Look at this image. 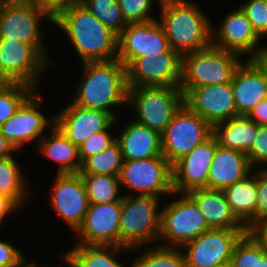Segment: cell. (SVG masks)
<instances>
[{"mask_svg": "<svg viewBox=\"0 0 267 267\" xmlns=\"http://www.w3.org/2000/svg\"><path fill=\"white\" fill-rule=\"evenodd\" d=\"M174 51L159 20L128 24L118 35L117 58L126 68L138 57Z\"/></svg>", "mask_w": 267, "mask_h": 267, "instance_id": "13", "label": "cell"}, {"mask_svg": "<svg viewBox=\"0 0 267 267\" xmlns=\"http://www.w3.org/2000/svg\"><path fill=\"white\" fill-rule=\"evenodd\" d=\"M160 219V246L182 248L211 229L197 204L186 194L163 207Z\"/></svg>", "mask_w": 267, "mask_h": 267, "instance_id": "7", "label": "cell"}, {"mask_svg": "<svg viewBox=\"0 0 267 267\" xmlns=\"http://www.w3.org/2000/svg\"><path fill=\"white\" fill-rule=\"evenodd\" d=\"M223 192L233 214L249 230L255 224L256 176L251 173L245 179L225 188Z\"/></svg>", "mask_w": 267, "mask_h": 267, "instance_id": "28", "label": "cell"}, {"mask_svg": "<svg viewBox=\"0 0 267 267\" xmlns=\"http://www.w3.org/2000/svg\"><path fill=\"white\" fill-rule=\"evenodd\" d=\"M80 4L117 35L127 26L117 0H81Z\"/></svg>", "mask_w": 267, "mask_h": 267, "instance_id": "35", "label": "cell"}, {"mask_svg": "<svg viewBox=\"0 0 267 267\" xmlns=\"http://www.w3.org/2000/svg\"><path fill=\"white\" fill-rule=\"evenodd\" d=\"M230 263L232 267H267V250L247 232L236 243Z\"/></svg>", "mask_w": 267, "mask_h": 267, "instance_id": "33", "label": "cell"}, {"mask_svg": "<svg viewBox=\"0 0 267 267\" xmlns=\"http://www.w3.org/2000/svg\"><path fill=\"white\" fill-rule=\"evenodd\" d=\"M258 124L248 116L238 115L213 126V135L219 145L247 153L256 138Z\"/></svg>", "mask_w": 267, "mask_h": 267, "instance_id": "27", "label": "cell"}, {"mask_svg": "<svg viewBox=\"0 0 267 267\" xmlns=\"http://www.w3.org/2000/svg\"><path fill=\"white\" fill-rule=\"evenodd\" d=\"M246 154L252 168H267V125H258L255 141Z\"/></svg>", "mask_w": 267, "mask_h": 267, "instance_id": "40", "label": "cell"}, {"mask_svg": "<svg viewBox=\"0 0 267 267\" xmlns=\"http://www.w3.org/2000/svg\"><path fill=\"white\" fill-rule=\"evenodd\" d=\"M267 75V46H263V49L258 53L254 59Z\"/></svg>", "mask_w": 267, "mask_h": 267, "instance_id": "48", "label": "cell"}, {"mask_svg": "<svg viewBox=\"0 0 267 267\" xmlns=\"http://www.w3.org/2000/svg\"><path fill=\"white\" fill-rule=\"evenodd\" d=\"M212 267H232V266L230 262H225V263L216 264Z\"/></svg>", "mask_w": 267, "mask_h": 267, "instance_id": "51", "label": "cell"}, {"mask_svg": "<svg viewBox=\"0 0 267 267\" xmlns=\"http://www.w3.org/2000/svg\"><path fill=\"white\" fill-rule=\"evenodd\" d=\"M248 230L211 228L196 239L186 243L182 248L186 267H212L216 264L230 262L234 247Z\"/></svg>", "mask_w": 267, "mask_h": 267, "instance_id": "14", "label": "cell"}, {"mask_svg": "<svg viewBox=\"0 0 267 267\" xmlns=\"http://www.w3.org/2000/svg\"><path fill=\"white\" fill-rule=\"evenodd\" d=\"M26 0H0V6L2 5H7V4H13V3H17V2H23Z\"/></svg>", "mask_w": 267, "mask_h": 267, "instance_id": "50", "label": "cell"}, {"mask_svg": "<svg viewBox=\"0 0 267 267\" xmlns=\"http://www.w3.org/2000/svg\"><path fill=\"white\" fill-rule=\"evenodd\" d=\"M260 169V170H259ZM252 172L257 180V201L255 207V223L267 218V168H259Z\"/></svg>", "mask_w": 267, "mask_h": 267, "instance_id": "41", "label": "cell"}, {"mask_svg": "<svg viewBox=\"0 0 267 267\" xmlns=\"http://www.w3.org/2000/svg\"><path fill=\"white\" fill-rule=\"evenodd\" d=\"M124 160H139L163 156L161 134L135 120L125 125L116 137Z\"/></svg>", "mask_w": 267, "mask_h": 267, "instance_id": "25", "label": "cell"}, {"mask_svg": "<svg viewBox=\"0 0 267 267\" xmlns=\"http://www.w3.org/2000/svg\"><path fill=\"white\" fill-rule=\"evenodd\" d=\"M248 232L267 250V218L255 223Z\"/></svg>", "mask_w": 267, "mask_h": 267, "instance_id": "44", "label": "cell"}, {"mask_svg": "<svg viewBox=\"0 0 267 267\" xmlns=\"http://www.w3.org/2000/svg\"><path fill=\"white\" fill-rule=\"evenodd\" d=\"M217 145V139L212 134L172 166L175 194L207 188V178Z\"/></svg>", "mask_w": 267, "mask_h": 267, "instance_id": "19", "label": "cell"}, {"mask_svg": "<svg viewBox=\"0 0 267 267\" xmlns=\"http://www.w3.org/2000/svg\"><path fill=\"white\" fill-rule=\"evenodd\" d=\"M81 79L72 103L87 109L109 112L110 108L127 104L126 67L118 60L106 62H84Z\"/></svg>", "mask_w": 267, "mask_h": 267, "instance_id": "2", "label": "cell"}, {"mask_svg": "<svg viewBox=\"0 0 267 267\" xmlns=\"http://www.w3.org/2000/svg\"><path fill=\"white\" fill-rule=\"evenodd\" d=\"M124 159L119 142L116 140L101 153L87 158L82 163L80 174H105L118 176Z\"/></svg>", "mask_w": 267, "mask_h": 267, "instance_id": "32", "label": "cell"}, {"mask_svg": "<svg viewBox=\"0 0 267 267\" xmlns=\"http://www.w3.org/2000/svg\"><path fill=\"white\" fill-rule=\"evenodd\" d=\"M21 172L13 156L0 159V193L12 198L20 207L28 197V182Z\"/></svg>", "mask_w": 267, "mask_h": 267, "instance_id": "30", "label": "cell"}, {"mask_svg": "<svg viewBox=\"0 0 267 267\" xmlns=\"http://www.w3.org/2000/svg\"><path fill=\"white\" fill-rule=\"evenodd\" d=\"M186 194L197 204L210 228L247 230L233 214L223 190L197 188Z\"/></svg>", "mask_w": 267, "mask_h": 267, "instance_id": "24", "label": "cell"}, {"mask_svg": "<svg viewBox=\"0 0 267 267\" xmlns=\"http://www.w3.org/2000/svg\"><path fill=\"white\" fill-rule=\"evenodd\" d=\"M126 24H142L156 20L149 13L153 0H117ZM160 1V0H159Z\"/></svg>", "mask_w": 267, "mask_h": 267, "instance_id": "37", "label": "cell"}, {"mask_svg": "<svg viewBox=\"0 0 267 267\" xmlns=\"http://www.w3.org/2000/svg\"><path fill=\"white\" fill-rule=\"evenodd\" d=\"M19 207L12 198L0 193V209H17Z\"/></svg>", "mask_w": 267, "mask_h": 267, "instance_id": "47", "label": "cell"}, {"mask_svg": "<svg viewBox=\"0 0 267 267\" xmlns=\"http://www.w3.org/2000/svg\"><path fill=\"white\" fill-rule=\"evenodd\" d=\"M184 104L212 127L238 116L231 83L192 88L184 95Z\"/></svg>", "mask_w": 267, "mask_h": 267, "instance_id": "20", "label": "cell"}, {"mask_svg": "<svg viewBox=\"0 0 267 267\" xmlns=\"http://www.w3.org/2000/svg\"><path fill=\"white\" fill-rule=\"evenodd\" d=\"M51 130L50 135L43 136L37 144L40 153L58 163V174L79 173L82 162L78 146L67 139L56 125Z\"/></svg>", "mask_w": 267, "mask_h": 267, "instance_id": "26", "label": "cell"}, {"mask_svg": "<svg viewBox=\"0 0 267 267\" xmlns=\"http://www.w3.org/2000/svg\"><path fill=\"white\" fill-rule=\"evenodd\" d=\"M14 211H16V209H0V224H2L1 222L3 221L6 215L11 212L14 213Z\"/></svg>", "mask_w": 267, "mask_h": 267, "instance_id": "49", "label": "cell"}, {"mask_svg": "<svg viewBox=\"0 0 267 267\" xmlns=\"http://www.w3.org/2000/svg\"><path fill=\"white\" fill-rule=\"evenodd\" d=\"M121 208L122 199L111 203H89L84 221L75 232L81 241L76 244L120 247Z\"/></svg>", "mask_w": 267, "mask_h": 267, "instance_id": "16", "label": "cell"}, {"mask_svg": "<svg viewBox=\"0 0 267 267\" xmlns=\"http://www.w3.org/2000/svg\"><path fill=\"white\" fill-rule=\"evenodd\" d=\"M213 134V127L185 104L161 133L162 154L173 166Z\"/></svg>", "mask_w": 267, "mask_h": 267, "instance_id": "8", "label": "cell"}, {"mask_svg": "<svg viewBox=\"0 0 267 267\" xmlns=\"http://www.w3.org/2000/svg\"><path fill=\"white\" fill-rule=\"evenodd\" d=\"M182 55L166 51L157 56L136 58L127 68V87H179L182 76Z\"/></svg>", "mask_w": 267, "mask_h": 267, "instance_id": "12", "label": "cell"}, {"mask_svg": "<svg viewBox=\"0 0 267 267\" xmlns=\"http://www.w3.org/2000/svg\"><path fill=\"white\" fill-rule=\"evenodd\" d=\"M231 94L238 115L245 116L267 97V75L255 60L246 59L235 71Z\"/></svg>", "mask_w": 267, "mask_h": 267, "instance_id": "22", "label": "cell"}, {"mask_svg": "<svg viewBox=\"0 0 267 267\" xmlns=\"http://www.w3.org/2000/svg\"><path fill=\"white\" fill-rule=\"evenodd\" d=\"M246 153L217 145L209 175L207 189L224 190L252 173Z\"/></svg>", "mask_w": 267, "mask_h": 267, "instance_id": "23", "label": "cell"}, {"mask_svg": "<svg viewBox=\"0 0 267 267\" xmlns=\"http://www.w3.org/2000/svg\"><path fill=\"white\" fill-rule=\"evenodd\" d=\"M156 245L139 254L133 262V267H186L182 248Z\"/></svg>", "mask_w": 267, "mask_h": 267, "instance_id": "34", "label": "cell"}, {"mask_svg": "<svg viewBox=\"0 0 267 267\" xmlns=\"http://www.w3.org/2000/svg\"><path fill=\"white\" fill-rule=\"evenodd\" d=\"M260 38L267 36V0H248L239 6Z\"/></svg>", "mask_w": 267, "mask_h": 267, "instance_id": "38", "label": "cell"}, {"mask_svg": "<svg viewBox=\"0 0 267 267\" xmlns=\"http://www.w3.org/2000/svg\"><path fill=\"white\" fill-rule=\"evenodd\" d=\"M159 197L124 194L119 222L120 247L137 250L159 240Z\"/></svg>", "mask_w": 267, "mask_h": 267, "instance_id": "5", "label": "cell"}, {"mask_svg": "<svg viewBox=\"0 0 267 267\" xmlns=\"http://www.w3.org/2000/svg\"><path fill=\"white\" fill-rule=\"evenodd\" d=\"M37 91L35 90L15 114L0 126L2 136L18 151L22 150L26 142L35 141L37 145L47 126L49 128L55 125L54 116L48 119L40 112L42 98Z\"/></svg>", "mask_w": 267, "mask_h": 267, "instance_id": "15", "label": "cell"}, {"mask_svg": "<svg viewBox=\"0 0 267 267\" xmlns=\"http://www.w3.org/2000/svg\"><path fill=\"white\" fill-rule=\"evenodd\" d=\"M53 20L29 0L0 6V39L18 40L30 44L48 63L39 20Z\"/></svg>", "mask_w": 267, "mask_h": 267, "instance_id": "10", "label": "cell"}, {"mask_svg": "<svg viewBox=\"0 0 267 267\" xmlns=\"http://www.w3.org/2000/svg\"><path fill=\"white\" fill-rule=\"evenodd\" d=\"M81 177L86 187L89 203H111L122 199L123 195L119 196L118 194L120 189L118 176L81 174Z\"/></svg>", "mask_w": 267, "mask_h": 267, "instance_id": "31", "label": "cell"}, {"mask_svg": "<svg viewBox=\"0 0 267 267\" xmlns=\"http://www.w3.org/2000/svg\"><path fill=\"white\" fill-rule=\"evenodd\" d=\"M34 91L32 87L21 83L0 84V126L15 114Z\"/></svg>", "mask_w": 267, "mask_h": 267, "instance_id": "36", "label": "cell"}, {"mask_svg": "<svg viewBox=\"0 0 267 267\" xmlns=\"http://www.w3.org/2000/svg\"><path fill=\"white\" fill-rule=\"evenodd\" d=\"M241 56L211 45L182 57L180 89L185 95L198 86L231 83L235 71L242 64Z\"/></svg>", "mask_w": 267, "mask_h": 267, "instance_id": "4", "label": "cell"}, {"mask_svg": "<svg viewBox=\"0 0 267 267\" xmlns=\"http://www.w3.org/2000/svg\"><path fill=\"white\" fill-rule=\"evenodd\" d=\"M44 11L52 20L72 5L79 4L81 0H29Z\"/></svg>", "mask_w": 267, "mask_h": 267, "instance_id": "43", "label": "cell"}, {"mask_svg": "<svg viewBox=\"0 0 267 267\" xmlns=\"http://www.w3.org/2000/svg\"><path fill=\"white\" fill-rule=\"evenodd\" d=\"M54 182L50 206L72 230L77 231L84 221L89 205L81 174H57Z\"/></svg>", "mask_w": 267, "mask_h": 267, "instance_id": "18", "label": "cell"}, {"mask_svg": "<svg viewBox=\"0 0 267 267\" xmlns=\"http://www.w3.org/2000/svg\"><path fill=\"white\" fill-rule=\"evenodd\" d=\"M118 120L116 119L107 129L99 133L91 135L79 147V157L83 163L87 158L92 155L101 153L104 149L113 144L117 138H113L109 133V128L114 125Z\"/></svg>", "mask_w": 267, "mask_h": 267, "instance_id": "39", "label": "cell"}, {"mask_svg": "<svg viewBox=\"0 0 267 267\" xmlns=\"http://www.w3.org/2000/svg\"><path fill=\"white\" fill-rule=\"evenodd\" d=\"M26 261L18 248L0 240V267H27L30 263Z\"/></svg>", "mask_w": 267, "mask_h": 267, "instance_id": "42", "label": "cell"}, {"mask_svg": "<svg viewBox=\"0 0 267 267\" xmlns=\"http://www.w3.org/2000/svg\"><path fill=\"white\" fill-rule=\"evenodd\" d=\"M160 23L170 47L182 56L212 45V23L190 0H160Z\"/></svg>", "mask_w": 267, "mask_h": 267, "instance_id": "3", "label": "cell"}, {"mask_svg": "<svg viewBox=\"0 0 267 267\" xmlns=\"http://www.w3.org/2000/svg\"><path fill=\"white\" fill-rule=\"evenodd\" d=\"M214 30L212 26V45L218 49L241 57L245 55L247 60H254L263 49L262 46L259 47L261 38L240 7L227 14L218 29Z\"/></svg>", "mask_w": 267, "mask_h": 267, "instance_id": "17", "label": "cell"}, {"mask_svg": "<svg viewBox=\"0 0 267 267\" xmlns=\"http://www.w3.org/2000/svg\"><path fill=\"white\" fill-rule=\"evenodd\" d=\"M120 186L135 191L136 196L161 197L174 194L172 165L164 156L139 160H124L120 174Z\"/></svg>", "mask_w": 267, "mask_h": 267, "instance_id": "9", "label": "cell"}, {"mask_svg": "<svg viewBox=\"0 0 267 267\" xmlns=\"http://www.w3.org/2000/svg\"><path fill=\"white\" fill-rule=\"evenodd\" d=\"M27 267H38V266H37V263L30 262V264Z\"/></svg>", "mask_w": 267, "mask_h": 267, "instance_id": "52", "label": "cell"}, {"mask_svg": "<svg viewBox=\"0 0 267 267\" xmlns=\"http://www.w3.org/2000/svg\"><path fill=\"white\" fill-rule=\"evenodd\" d=\"M247 116L258 125H267V97L260 101Z\"/></svg>", "mask_w": 267, "mask_h": 267, "instance_id": "45", "label": "cell"}, {"mask_svg": "<svg viewBox=\"0 0 267 267\" xmlns=\"http://www.w3.org/2000/svg\"><path fill=\"white\" fill-rule=\"evenodd\" d=\"M132 250L126 247L77 244L62 255L69 267H125L116 260L120 251ZM118 251V252H117ZM130 267H133L131 264Z\"/></svg>", "mask_w": 267, "mask_h": 267, "instance_id": "29", "label": "cell"}, {"mask_svg": "<svg viewBox=\"0 0 267 267\" xmlns=\"http://www.w3.org/2000/svg\"><path fill=\"white\" fill-rule=\"evenodd\" d=\"M53 24L66 32L82 63L117 58L118 35L80 3L61 12Z\"/></svg>", "mask_w": 267, "mask_h": 267, "instance_id": "1", "label": "cell"}, {"mask_svg": "<svg viewBox=\"0 0 267 267\" xmlns=\"http://www.w3.org/2000/svg\"><path fill=\"white\" fill-rule=\"evenodd\" d=\"M48 63L30 44L0 39V80L38 89L39 78Z\"/></svg>", "mask_w": 267, "mask_h": 267, "instance_id": "11", "label": "cell"}, {"mask_svg": "<svg viewBox=\"0 0 267 267\" xmlns=\"http://www.w3.org/2000/svg\"><path fill=\"white\" fill-rule=\"evenodd\" d=\"M134 106L136 122L160 134L184 104L180 87L157 86L128 88L127 104Z\"/></svg>", "mask_w": 267, "mask_h": 267, "instance_id": "6", "label": "cell"}, {"mask_svg": "<svg viewBox=\"0 0 267 267\" xmlns=\"http://www.w3.org/2000/svg\"><path fill=\"white\" fill-rule=\"evenodd\" d=\"M54 119L60 131L78 147L91 135L104 131L116 120L109 112L87 109L72 102Z\"/></svg>", "mask_w": 267, "mask_h": 267, "instance_id": "21", "label": "cell"}, {"mask_svg": "<svg viewBox=\"0 0 267 267\" xmlns=\"http://www.w3.org/2000/svg\"><path fill=\"white\" fill-rule=\"evenodd\" d=\"M17 150L2 136L0 131V159L11 157Z\"/></svg>", "mask_w": 267, "mask_h": 267, "instance_id": "46", "label": "cell"}]
</instances>
